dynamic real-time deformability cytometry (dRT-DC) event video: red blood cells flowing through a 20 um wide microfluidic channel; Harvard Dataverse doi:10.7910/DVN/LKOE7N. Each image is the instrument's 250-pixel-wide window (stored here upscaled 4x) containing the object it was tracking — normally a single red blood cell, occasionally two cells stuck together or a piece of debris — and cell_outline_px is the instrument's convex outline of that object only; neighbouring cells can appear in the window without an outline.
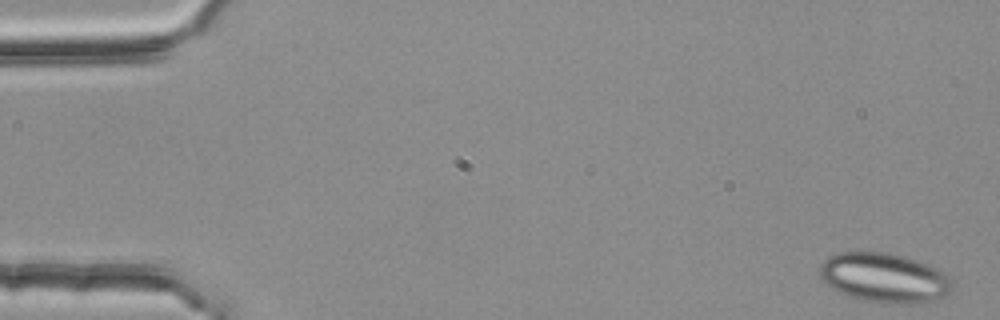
{"species": "common noctule bat (a hibernating species)", "species_latin": "Nyctalus noctula", "temperature_condition": "room temperature", "stored_images_in_passage": 51, "camera_frame_rate_fps": 3000, "um_per_image_px": 0.085, "animal": {"sex": "female", "body_mass_g": 25.1}, "frame": {"image": 1, "passage_image": 1, "time_ms": 0.0, "image_size_px": [1000, 320], "cell_outline_px": [[952, 292], [944, 296], [924, 304], [880, 304], [848, 296], [836, 292], [820, 276], [820, 264], [828, 256], [840, 252], [888, 252], [904, 256], [928, 264], [936, 268], [948, 276], [952, 280]], "centroid_in_image_um": [75.18, 23.63], "position_along_channel_um": 9.8, "area_um2": 38.78}}
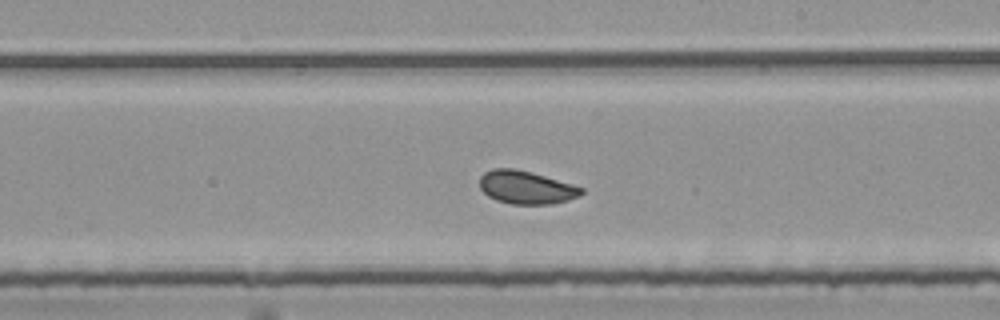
{"frame": {"image": 2, "passage_image": 31, "time_ms": 10.0, "image_size_px": [1000, 320], "cell_outline_px": [[584, 192], [580, 196], [568, 200], [552, 204], [512, 204], [496, 200], [488, 196], [480, 188], [480, 176], [484, 172], [492, 168], [512, 168], [544, 176], [572, 184], [584, 188]], "centroid_in_image_um": [44.72, 15.94], "position_along_channel_um": 244.3, "area_um2": 19.54}}
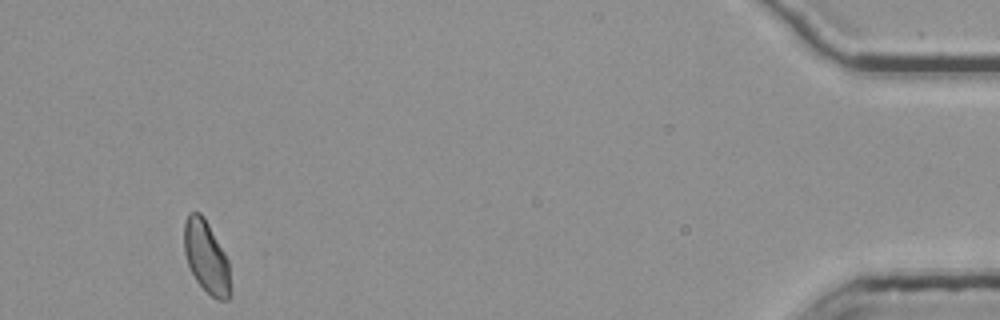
{"frame": {"image": 3, "passage_image": 51, "time_ms": 16.667, "image_size_px": [1000, 320], "cell_outline_px": [[232, 296], [228, 300], [216, 300], [196, 280], [188, 264], [184, 252], [184, 220], [188, 212], [200, 212], [204, 216], [224, 252], [228, 260]], "centroid_in_image_um": [17.55, 21.84], "position_along_channel_um": 417.7, "area_um2": 19.65}, "authors_computed_cell_mechanics": {"area_um2": 20.1722, "velocity_mm_per_s": 3.7538, "shape_relaxation_time_tau1_ms": 10.9499, "shape_relaxation_time_tau2_ms": 1.0323, "deformation_change_tau1": 0.1213, "deformation_change_tau2": 0.0581}}